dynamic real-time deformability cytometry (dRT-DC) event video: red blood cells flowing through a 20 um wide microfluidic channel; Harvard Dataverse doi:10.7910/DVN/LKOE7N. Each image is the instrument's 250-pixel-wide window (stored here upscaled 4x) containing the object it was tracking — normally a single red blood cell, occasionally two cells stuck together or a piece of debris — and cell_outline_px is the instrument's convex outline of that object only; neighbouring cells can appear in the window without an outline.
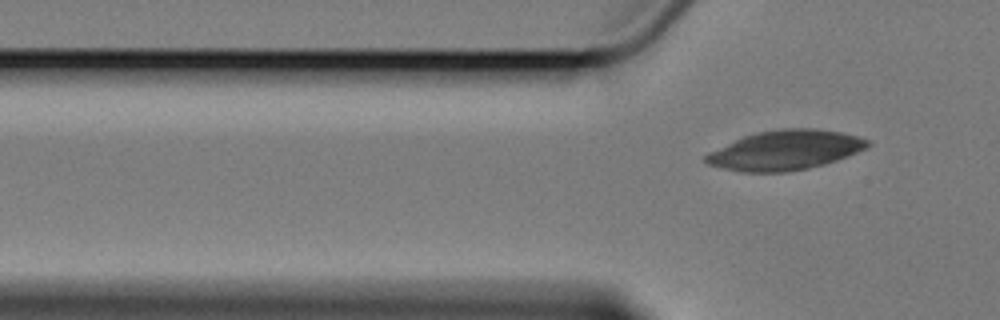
{"species": "Egyptian fruit bat (a non-hibernating species)", "species_latin": "Rousettus aegyptiacus", "temperature_condition": "cold", "stored_images_in_passage": 7, "camera_frame_rate_fps": 3000, "um_per_image_px": 0.085, "animal": {"sex": "female"}, "frame": {"image": 1, "passage_image": 7, "time_ms": 7.667, "image_size_px": [1000, 320], "cell_outline_px": [[872, 144], [868, 148], [848, 156], [824, 164], [808, 168], [784, 172], [740, 172], [708, 164], [704, 160], [704, 156], [708, 152], [744, 136], [756, 132], [780, 128], [816, 128], [840, 132], [860, 136], [872, 140]], "centroid_in_image_um": [66.79, 12.75], "position_along_channel_um": 59.0, "area_um2": 37.57}}